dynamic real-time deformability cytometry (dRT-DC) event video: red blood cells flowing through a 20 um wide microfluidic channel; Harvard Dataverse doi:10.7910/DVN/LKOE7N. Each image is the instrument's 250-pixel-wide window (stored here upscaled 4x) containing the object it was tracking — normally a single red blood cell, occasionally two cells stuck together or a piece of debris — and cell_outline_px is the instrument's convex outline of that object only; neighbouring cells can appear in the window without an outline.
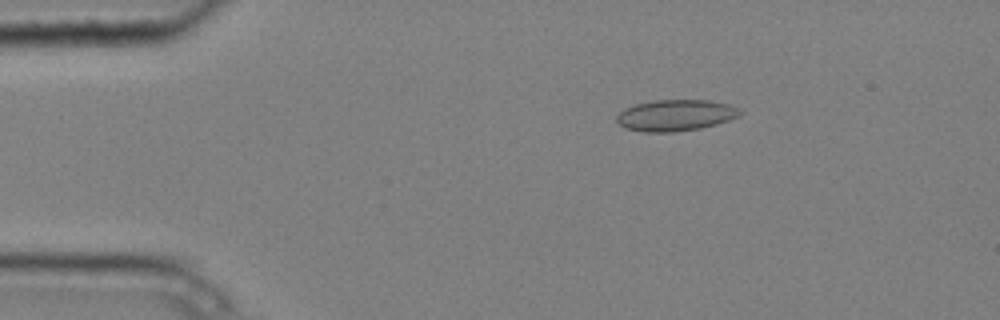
{"species": "common noctule bat (a hibernating species)", "species_latin": "Nyctalus noctula", "temperature_condition": "cold", "stored_images_in_passage": 6, "camera_frame_rate_fps": 3000, "um_per_image_px": 0.085, "animal": {"sex": "male", "body_mass_g": 20.4}, "frame": {"image": 1, "passage_image": 3, "time_ms": 0.667, "image_size_px": [1000, 320], "cell_outline_px": [[744, 112], [740, 116], [716, 124], [700, 128], [672, 132], [644, 132], [624, 128], [616, 120], [616, 116], [624, 108], [632, 104], [656, 100], [708, 100], [728, 104], [740, 108]], "centroid_in_image_um": [57.42, 9.79], "position_along_channel_um": 27.6, "area_um2": 22.66}}
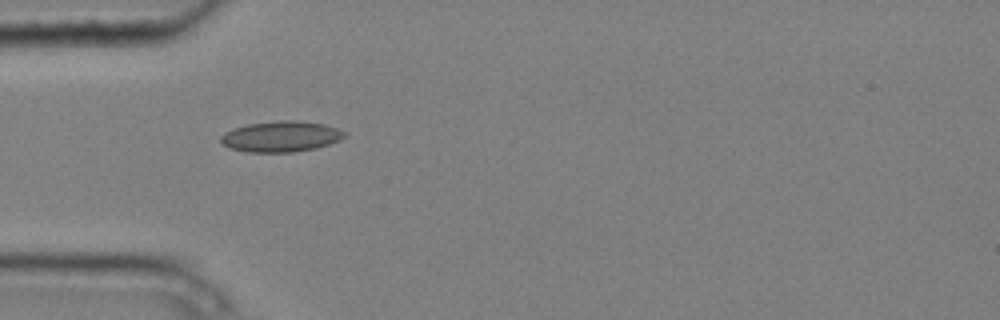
{"frame": {"image": 2, "passage_image": 5, "time_ms": 1.333, "image_size_px": [1000, 320], "cell_outline_px": [[344, 136], [340, 140], [316, 148], [292, 152], [248, 152], [228, 148], [220, 144], [220, 136], [224, 132], [248, 124], [284, 120], [292, 120], [324, 124], [336, 128], [344, 132]], "centroid_in_image_um": [23.83, 11.61], "position_along_channel_um": 61.2, "area_um2": 22.02}}
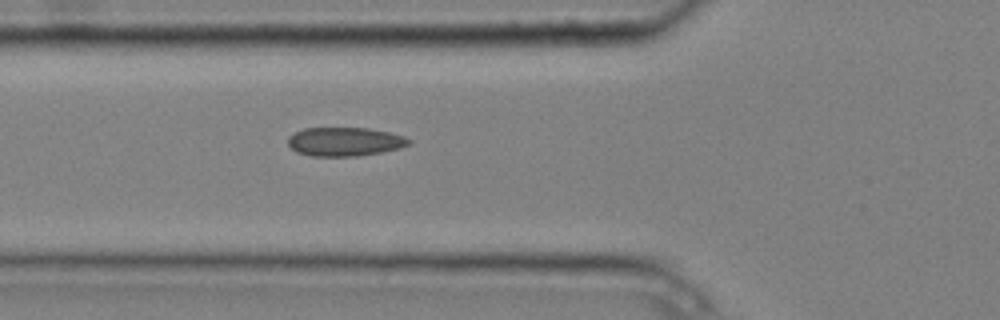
{"frame": {"image": 3, "passage_image": 6, "time_ms": 1.667, "image_size_px": [1000, 320], "cell_outline_px": [[412, 144], [400, 148], [380, 152], [356, 156], [312, 156], [296, 152], [288, 144], [288, 136], [304, 128], [368, 128], [388, 132], [404, 136], [412, 140]], "centroid_in_image_um": [29.32, 12.04], "position_along_channel_um": 96.5, "area_um2": 20.29}}